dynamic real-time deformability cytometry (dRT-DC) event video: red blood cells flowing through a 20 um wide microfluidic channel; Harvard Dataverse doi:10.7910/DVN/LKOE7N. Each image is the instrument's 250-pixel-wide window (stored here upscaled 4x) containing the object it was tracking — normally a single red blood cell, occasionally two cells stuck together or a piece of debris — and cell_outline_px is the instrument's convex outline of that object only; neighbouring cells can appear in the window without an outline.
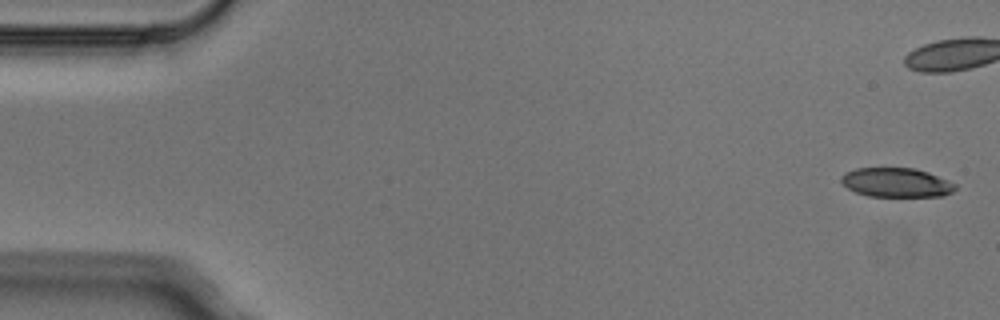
{"species": "Egyptian fruit bat (a non-hibernating species)", "species_latin": "Rousettus aegyptiacus", "temperature_condition": "cold", "stored_images_in_passage": 5, "camera_frame_rate_fps": 3000, "um_per_image_px": 0.085, "animal": {"sex": "male"}, "frame": {"image": 1, "passage_image": 1, "time_ms": 0.0, "image_size_px": [1000, 320], "cell_outline_px": [[956, 188], [952, 192], [944, 196], [868, 196], [856, 192], [848, 188], [840, 180], [840, 176], [844, 172], [856, 168], [912, 168], [928, 172], [948, 180], [956, 184]], "centroid_in_image_um": [76.18, 15.51], "position_along_channel_um": 8.8, "area_um2": 19.42}}